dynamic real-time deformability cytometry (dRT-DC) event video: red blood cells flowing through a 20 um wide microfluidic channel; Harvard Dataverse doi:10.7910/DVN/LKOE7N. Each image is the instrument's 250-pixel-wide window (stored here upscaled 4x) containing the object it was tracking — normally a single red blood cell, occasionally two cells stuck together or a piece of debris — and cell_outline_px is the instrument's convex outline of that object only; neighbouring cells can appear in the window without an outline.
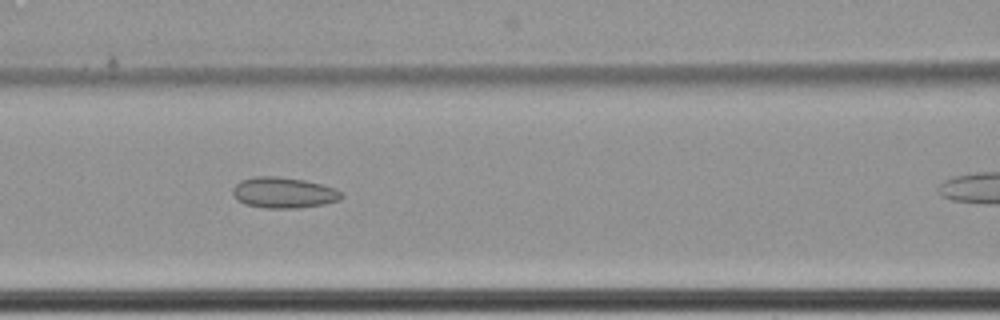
{"species": "common noctule bat (a hibernating species)", "species_latin": "Nyctalus noctula", "temperature_condition": "cold", "stored_images_in_passage": 35, "camera_frame_rate_fps": 3000, "um_per_image_px": 0.085, "animal": {"sex": "female", "body_mass_g": 22.7, "forearm_length_mm": 54.2}, "frame": {"image": 1, "passage_image": 20, "time_ms": 6.333, "image_size_px": [1000, 320], "cell_outline_px": [[344, 196], [340, 200], [324, 204], [300, 208], [264, 208], [244, 204], [236, 200], [232, 192], [232, 188], [240, 180], [256, 176], [280, 176], [304, 180], [336, 188], [344, 192]], "centroid_in_image_um": [24.12, 16.38], "position_along_channel_um": 142.5, "area_um2": 19.88}}
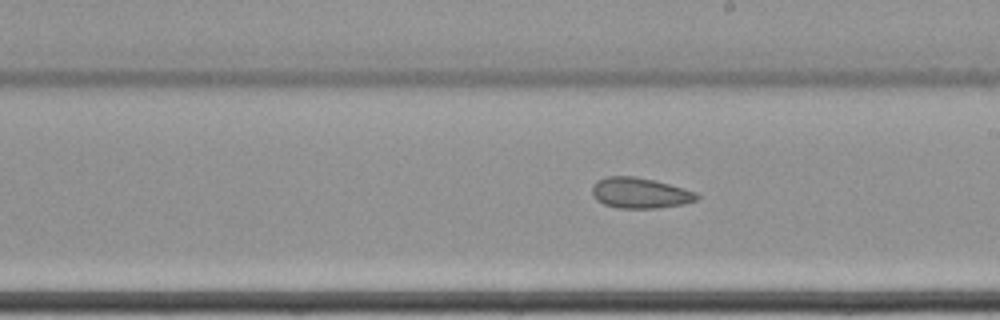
{"frame": {"image": 2, "passage_image": 28, "time_ms": 9.0, "image_size_px": [1000, 320], "cell_outline_px": [[700, 196], [696, 200], [684, 204], [656, 208], [616, 208], [604, 204], [596, 200], [592, 192], [592, 188], [596, 180], [608, 176], [636, 176], [656, 180], [696, 192]], "centroid_in_image_um": [54.39, 16.4], "position_along_channel_um": 234.6, "area_um2": 18.79}}
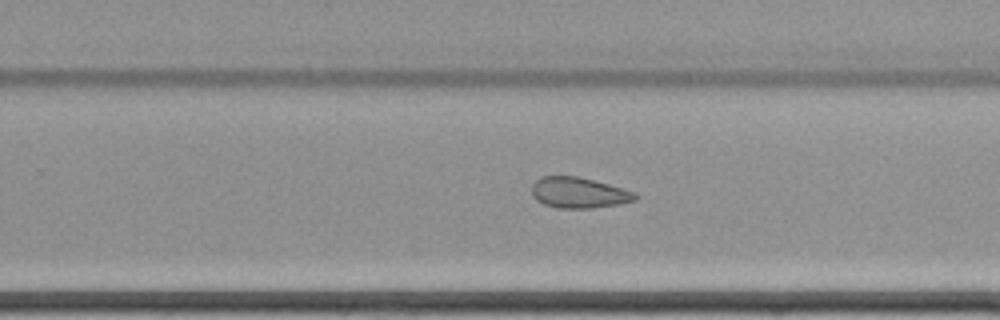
{"frame": {"image": 3, "passage_image": 32, "time_ms": 10.333, "image_size_px": [1000, 320], "cell_outline_px": [[640, 196], [636, 200], [616, 204], [592, 208], [556, 208], [544, 204], [536, 200], [532, 196], [532, 184], [540, 176], [576, 176], [608, 184], [636, 192]], "centroid_in_image_um": [49.18, 16.38], "position_along_channel_um": 280.6, "area_um2": 18.55}}